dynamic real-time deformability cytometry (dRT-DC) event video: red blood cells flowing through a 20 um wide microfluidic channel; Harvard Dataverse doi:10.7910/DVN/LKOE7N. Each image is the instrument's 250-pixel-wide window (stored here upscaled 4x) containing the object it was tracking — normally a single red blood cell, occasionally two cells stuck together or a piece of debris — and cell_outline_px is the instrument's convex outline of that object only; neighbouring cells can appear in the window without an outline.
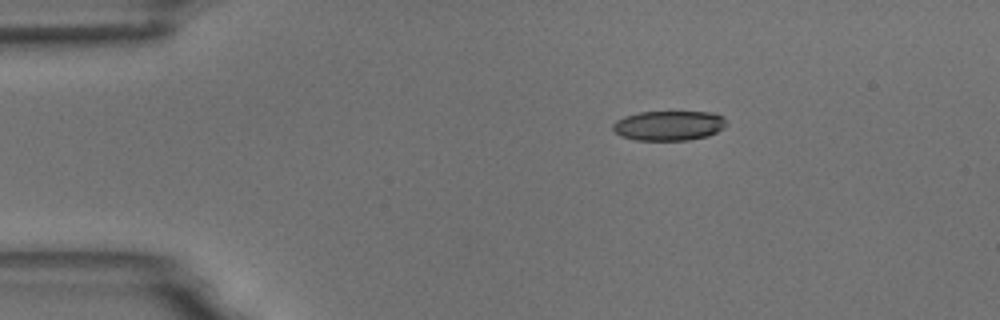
{"species": "common noctule bat (a hibernating species)", "species_latin": "Nyctalus noctula", "temperature_condition": "room temperature", "stored_images_in_passage": 3, "camera_frame_rate_fps": 3000, "um_per_image_px": 0.085, "animal": {"sex": "male", "body_mass_g": 18.8}, "frame": {"image": 1, "passage_image": 1, "time_ms": 0.0, "image_size_px": [1000, 320], "cell_outline_px": [[728, 124], [724, 128], [708, 136], [688, 140], [636, 140], [620, 136], [612, 128], [612, 124], [616, 120], [624, 116], [640, 112], [712, 112], [724, 116]], "centroid_in_image_um": [56.87, 10.67], "position_along_channel_um": 28.1, "area_um2": 19.88}}